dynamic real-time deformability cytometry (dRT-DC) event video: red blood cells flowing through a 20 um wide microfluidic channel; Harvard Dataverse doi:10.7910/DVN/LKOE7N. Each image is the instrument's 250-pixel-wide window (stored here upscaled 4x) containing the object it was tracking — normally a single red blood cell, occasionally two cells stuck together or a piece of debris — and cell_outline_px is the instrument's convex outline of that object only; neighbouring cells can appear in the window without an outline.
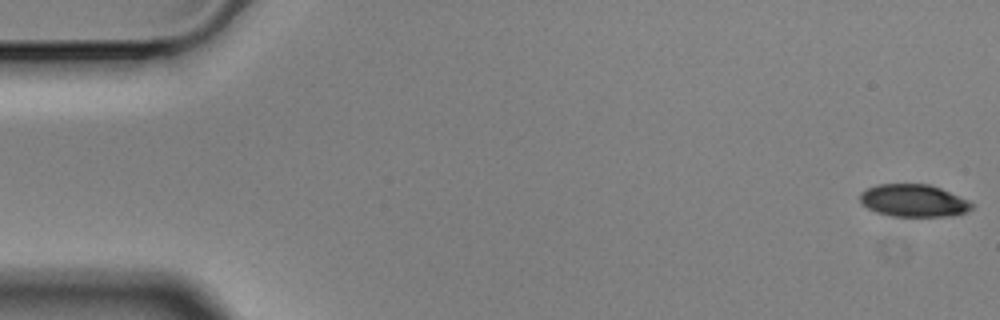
{"species": "Egyptian fruit bat (a non-hibernating species)", "species_latin": "Rousettus aegyptiacus", "temperature_condition": "cold", "stored_images_in_passage": 14, "camera_frame_rate_fps": 3000, "um_per_image_px": 0.085, "animal": {"sex": "male"}, "frame": {"image": 1, "passage_image": 1, "time_ms": 0.0, "image_size_px": [1000, 320], "cell_outline_px": [[972, 208], [964, 212], [948, 216], [892, 216], [876, 212], [868, 208], [860, 200], [860, 192], [876, 184], [928, 184], [940, 188], [968, 200], [972, 204]], "centroid_in_image_um": [77.62, 17.04], "position_along_channel_um": 7.4, "area_um2": 20.87}}
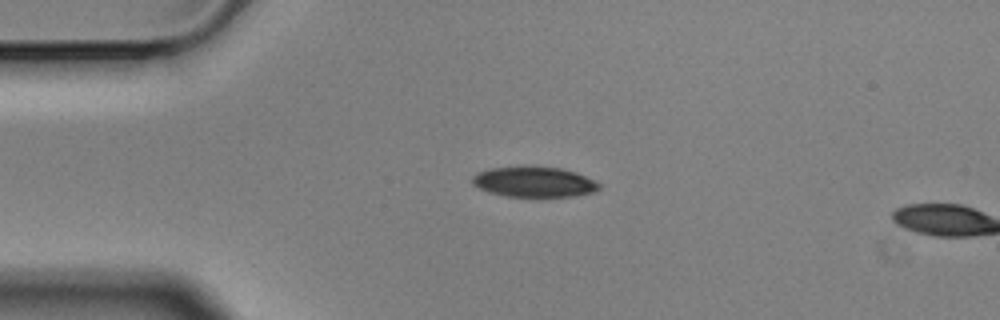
{"frame": {"image": 2, "passage_image": 13, "time_ms": 4.0, "image_size_px": [1000, 320], "cell_outline_px": [[600, 188], [596, 192], [576, 196], [508, 196], [488, 192], [472, 184], [472, 176], [480, 172], [492, 168], [560, 168], [576, 172], [596, 180], [600, 184]], "centroid_in_image_um": [45.47, 15.49], "position_along_channel_um": 39.5, "area_um2": 21.91}}